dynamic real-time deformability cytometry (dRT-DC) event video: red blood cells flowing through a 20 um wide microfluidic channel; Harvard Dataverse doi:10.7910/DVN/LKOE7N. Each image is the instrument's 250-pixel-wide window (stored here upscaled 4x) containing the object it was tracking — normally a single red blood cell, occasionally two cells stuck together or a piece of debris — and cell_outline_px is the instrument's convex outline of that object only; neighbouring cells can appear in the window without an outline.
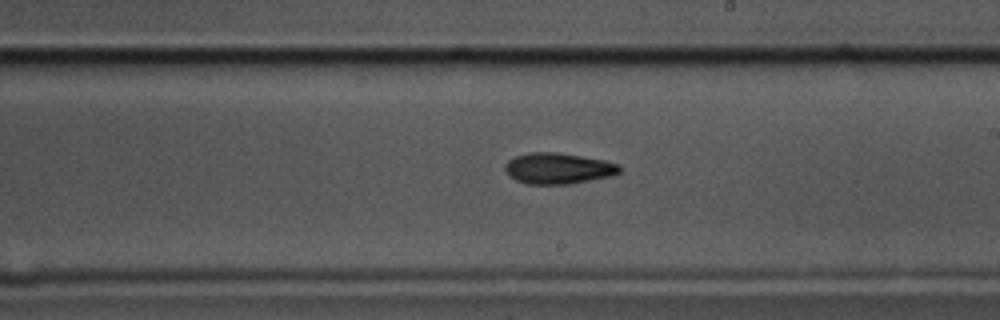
{"species": "common noctule bat (a hibernating species)", "species_latin": "Nyctalus noctula", "temperature_condition": "cold", "stored_images_in_passage": 30, "camera_frame_rate_fps": 3000, "um_per_image_px": 0.085, "animal": {"sex": "male", "body_mass_g": 17.5, "forearm_length_mm": 52.3}, "frame": {"image": 1, "passage_image": 17, "time_ms": 5.333, "image_size_px": [1000, 320], "cell_outline_px": [[620, 172], [612, 176], [568, 184], [528, 184], [516, 180], [508, 176], [504, 168], [504, 164], [508, 160], [516, 156], [528, 152], [556, 152], [604, 160], [620, 164]], "centroid_in_image_um": [47.42, 14.31], "position_along_channel_um": 241.6, "area_um2": 20.75}}
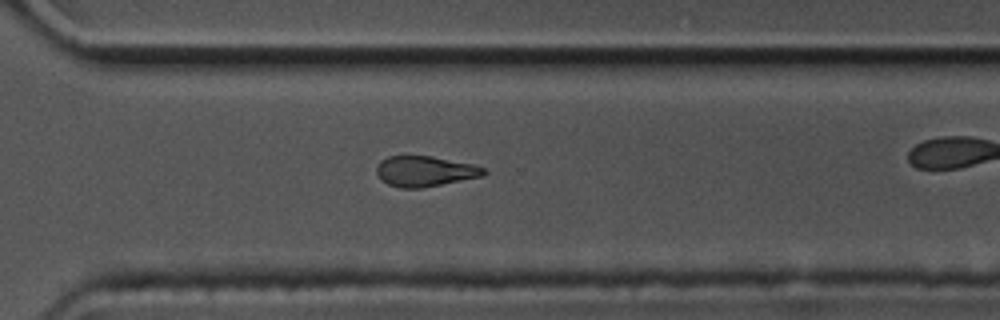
{"frame": {"image": 2, "passage_image": 25, "time_ms": 8.0, "image_size_px": [1000, 320], "cell_outline_px": [[488, 172], [484, 176], [420, 188], [400, 188], [388, 184], [380, 180], [376, 172], [376, 168], [380, 160], [388, 156], [432, 156], [472, 164], [484, 168]], "centroid_in_image_um": [36.1, 14.56], "position_along_channel_um": 334.5, "area_um2": 19.07}}
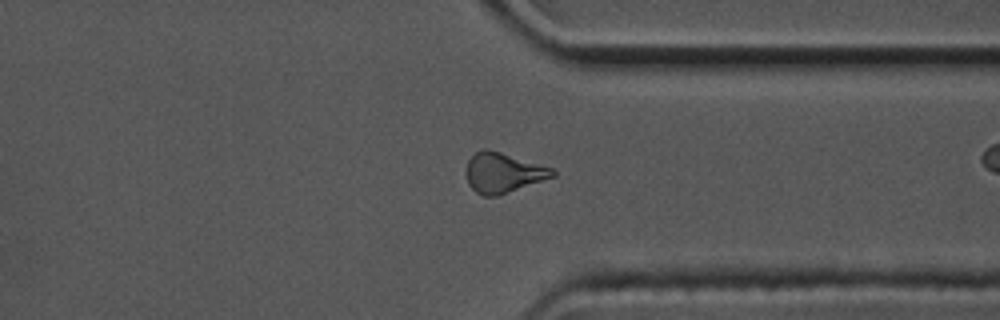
{"frame": {"image": 3, "passage_image": 28, "time_ms": 9.0, "image_size_px": [1000, 320], "cell_outline_px": [[556, 176], [496, 196], [484, 196], [476, 192], [468, 184], [464, 172], [468, 160], [476, 152], [484, 148], [500, 152], [552, 168], [556, 172]], "centroid_in_image_um": [42.73, 14.69], "position_along_channel_um": 368.7, "area_um2": 20.0}}